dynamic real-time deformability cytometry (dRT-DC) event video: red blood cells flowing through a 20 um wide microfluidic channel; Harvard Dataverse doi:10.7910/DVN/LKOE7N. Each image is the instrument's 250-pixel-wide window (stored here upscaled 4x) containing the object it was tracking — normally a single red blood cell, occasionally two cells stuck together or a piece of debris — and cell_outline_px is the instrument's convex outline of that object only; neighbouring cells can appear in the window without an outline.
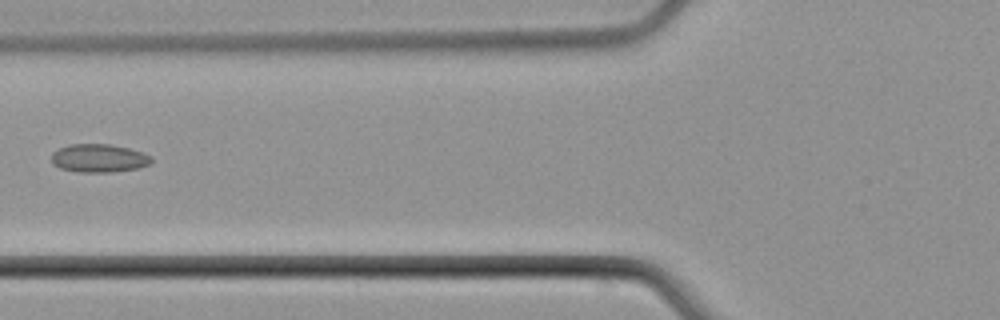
{"species": "common noctule bat (a hibernating species)", "species_latin": "Nyctalus noctula", "temperature_condition": "cold", "stored_images_in_passage": 5, "camera_frame_rate_fps": 3000, "um_per_image_px": 0.085, "animal": {"sex": "male", "body_mass_g": 21.5, "forearm_length_mm": 52.0}, "frame": {"image": 1, "passage_image": 5, "time_ms": 4.667, "image_size_px": [1000, 320], "cell_outline_px": [[152, 160], [148, 164], [136, 168], [112, 172], [80, 172], [60, 168], [52, 164], [52, 152], [60, 148], [72, 144], [108, 144], [128, 148], [152, 156]], "centroid_in_image_um": [8.38, 13.45], "position_along_channel_um": 117.4, "area_um2": 16.24}}